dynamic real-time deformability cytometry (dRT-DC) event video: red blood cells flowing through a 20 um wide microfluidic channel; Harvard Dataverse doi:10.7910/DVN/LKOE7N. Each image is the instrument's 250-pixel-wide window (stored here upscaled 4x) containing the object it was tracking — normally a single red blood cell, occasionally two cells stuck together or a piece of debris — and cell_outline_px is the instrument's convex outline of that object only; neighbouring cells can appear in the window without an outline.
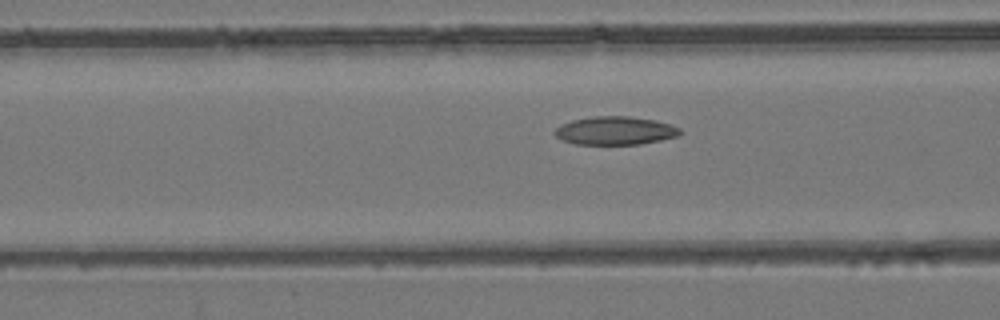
{"species": "common noctule bat (a hibernating species)", "species_latin": "Nyctalus noctula", "temperature_condition": "room temperature", "stored_images_in_passage": 46, "camera_frame_rate_fps": 3000, "um_per_image_px": 0.085, "animal": {"sex": "female", "body_mass_g": 24.6, "forearm_length_mm": 56.2}, "frame": {"image": 1, "passage_image": 14, "time_ms": 4.333, "image_size_px": [1000, 320], "cell_outline_px": [[684, 132], [680, 136], [640, 144], [576, 144], [560, 140], [552, 132], [560, 124], [572, 120], [592, 116], [628, 116], [656, 120], [680, 128]], "centroid_in_image_um": [52.28, 11.1], "position_along_channel_um": 114.3, "area_um2": 20.87}}
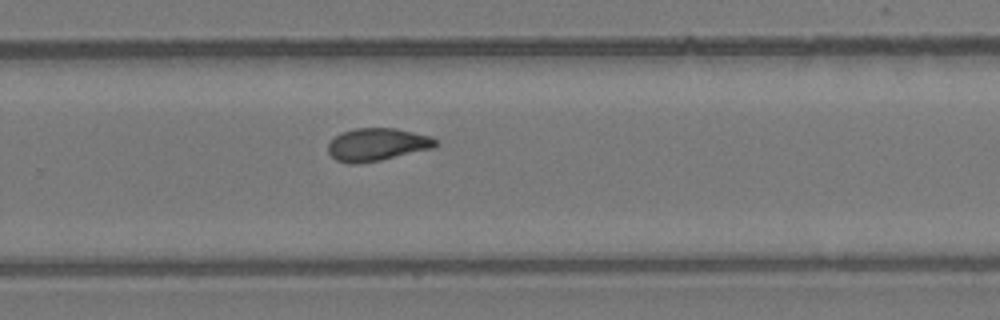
{"frame": {"image": 2, "passage_image": 28, "time_ms": 9.0, "image_size_px": [1000, 320], "cell_outline_px": [[436, 148], [380, 160], [356, 164], [348, 164], [336, 160], [328, 152], [328, 144], [340, 132], [356, 128], [396, 128], [428, 136], [436, 140]], "centroid_in_image_um": [32.04, 12.29], "position_along_channel_um": 297.8, "area_um2": 20.46}}
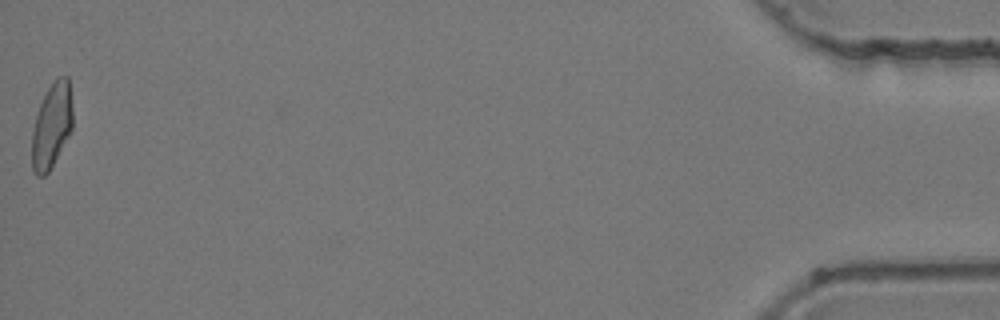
{"frame": {"image": 3, "passage_image": 46, "time_ms": 15.0, "image_size_px": [1000, 320], "cell_outline_px": [[72, 128], [68, 136], [48, 172], [44, 176], [36, 176], [32, 172], [32, 132], [36, 116], [40, 104], [48, 88], [60, 76], [68, 76], [72, 108]], "centroid_in_image_um": [4.38, 10.7], "position_along_channel_um": 430.8, "area_um2": 19.83}, "authors_computed_cell_mechanics": {"area_um2": 20.4034, "velocity_mm_per_s": 3.9373, "shape_relaxation_time_tau1_ms": null, "shape_relaxation_time_tau2_ms": 4.9278, "deformation_change_tau1": null, "deformation_change_tau2": 0.1147}}